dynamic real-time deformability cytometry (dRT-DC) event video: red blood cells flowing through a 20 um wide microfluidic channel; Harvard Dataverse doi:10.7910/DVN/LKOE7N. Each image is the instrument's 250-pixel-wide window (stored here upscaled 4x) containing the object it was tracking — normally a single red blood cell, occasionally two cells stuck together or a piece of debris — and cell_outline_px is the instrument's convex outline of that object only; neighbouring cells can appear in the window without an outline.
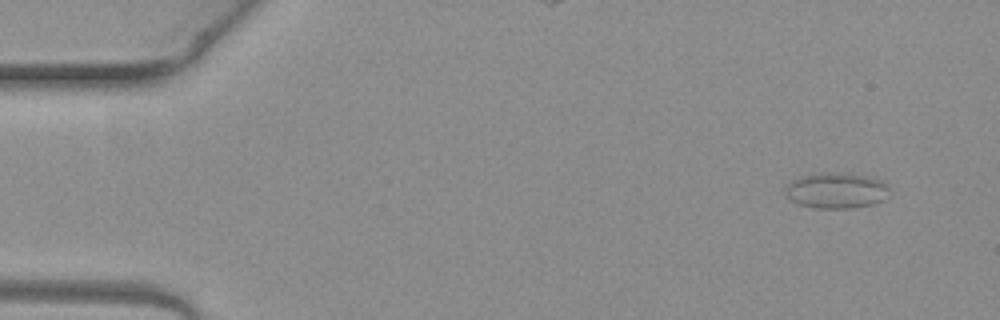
{"species": "common noctule bat (a hibernating species)", "species_latin": "Nyctalus noctula", "temperature_condition": "warm", "stored_images_in_passage": 4, "camera_frame_rate_fps": 3000, "um_per_image_px": 0.085, "animal": {"sex": "female", "body_mass_g": 19.3, "forearm_length_mm": 54.1}, "frame": {"image": 1, "passage_image": 1, "time_ms": 0.0, "image_size_px": [1000, 320], "cell_outline_px": [[888, 188], [884, 200], [872, 204], [852, 208], [816, 208], [800, 204], [792, 200], [784, 192], [784, 188], [792, 180], [800, 176], [820, 172], [840, 172], [864, 176], [880, 180], [888, 184]], "centroid_in_image_um": [71.06, 16.18], "position_along_channel_um": 13.9, "area_um2": 21.62}}
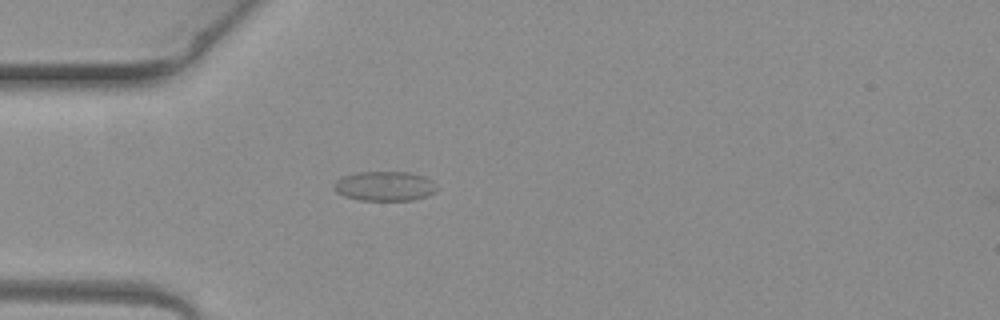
{"frame": {"image": 2, "passage_image": 4, "time_ms": 1.0, "image_size_px": [1000, 320], "cell_outline_px": [[436, 192], [412, 200], [360, 200], [344, 196], [336, 192], [332, 188], [332, 184], [336, 180], [344, 176], [356, 172], [408, 172], [424, 176], [432, 180], [436, 188]], "centroid_in_image_um": [32.65, 15.81], "position_along_channel_um": 52.3, "area_um2": 17.74}}